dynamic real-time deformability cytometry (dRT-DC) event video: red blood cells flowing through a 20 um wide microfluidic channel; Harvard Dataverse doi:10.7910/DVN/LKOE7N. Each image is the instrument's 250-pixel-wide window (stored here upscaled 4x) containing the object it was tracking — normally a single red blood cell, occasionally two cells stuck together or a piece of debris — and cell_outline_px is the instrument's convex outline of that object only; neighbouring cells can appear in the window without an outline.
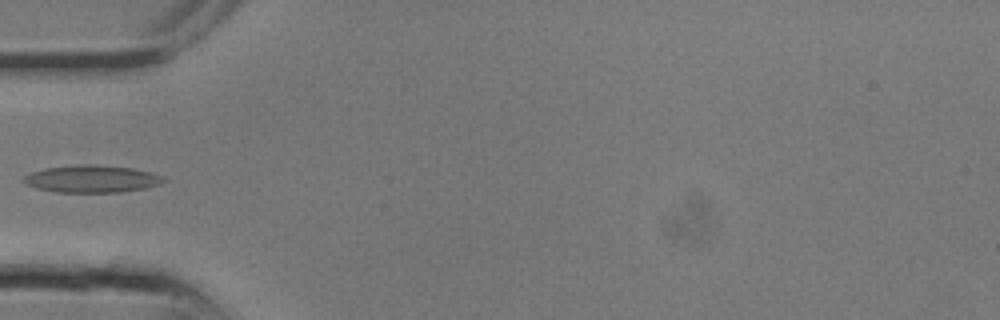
{"species": "common noctule bat (a hibernating species)", "species_latin": "Nyctalus noctula", "temperature_condition": "room temperature", "stored_images_in_passage": 5, "camera_frame_rate_fps": 3000, "um_per_image_px": 0.085, "animal": {"sex": "male", "body_mass_g": 13.3}, "frame": {"image": 1, "passage_image": 4, "time_ms": 1.0, "image_size_px": [1000, 320], "cell_outline_px": [[164, 180], [160, 184], [144, 188], [120, 192], [60, 192], [36, 188], [20, 180], [24, 176], [32, 172], [44, 168], [76, 164], [96, 164], [132, 168], [148, 172], [160, 176]], "centroid_in_image_um": [7.74, 15.19], "position_along_channel_um": 77.3, "area_um2": 22.08}}